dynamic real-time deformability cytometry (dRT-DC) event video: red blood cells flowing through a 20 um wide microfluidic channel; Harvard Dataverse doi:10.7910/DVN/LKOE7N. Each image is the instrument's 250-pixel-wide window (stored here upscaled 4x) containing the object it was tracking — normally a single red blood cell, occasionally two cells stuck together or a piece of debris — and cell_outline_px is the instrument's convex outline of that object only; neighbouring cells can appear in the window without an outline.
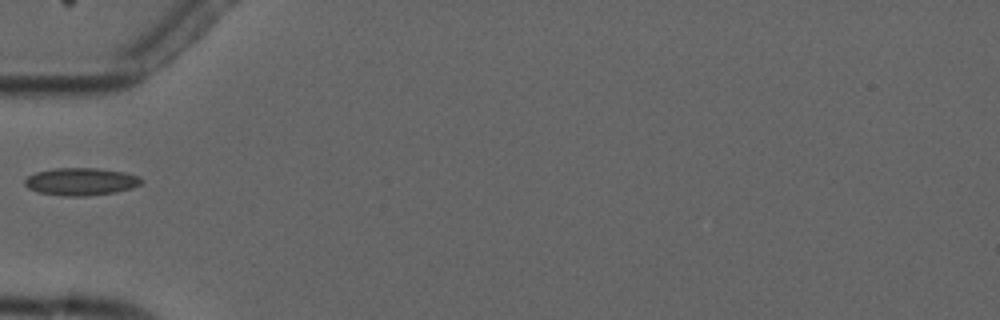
{"species": "common noctule bat (a hibernating species)", "species_latin": "Nyctalus noctula", "temperature_condition": "cold", "stored_images_in_passage": 5, "camera_frame_rate_fps": 3000, "um_per_image_px": 0.085, "animal": {"sex": "male", "forearm_length_mm": 52.5}, "frame": {"image": 1, "passage_image": 4, "time_ms": 5.333, "image_size_px": [1000, 320], "cell_outline_px": [[144, 180], [140, 184], [132, 188], [116, 192], [88, 196], [64, 196], [40, 192], [28, 188], [24, 184], [24, 180], [28, 176], [36, 172], [52, 168], [96, 168], [124, 172], [140, 176]], "centroid_in_image_um": [6.9, 15.43], "position_along_channel_um": 78.1, "area_um2": 18.79}}
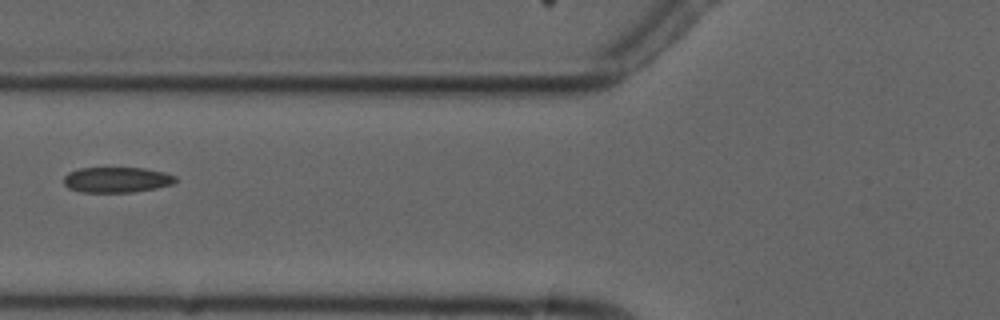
{"frame": {"image": 2, "passage_image": 5, "time_ms": 6.333, "image_size_px": [1000, 320], "cell_outline_px": [[176, 180], [172, 184], [156, 188], [132, 192], [80, 192], [68, 188], [64, 184], [64, 176], [68, 172], [80, 168], [144, 168], [164, 172], [176, 176]], "centroid_in_image_um": [9.9, 15.28], "position_along_channel_um": 115.9, "area_um2": 16.59}}